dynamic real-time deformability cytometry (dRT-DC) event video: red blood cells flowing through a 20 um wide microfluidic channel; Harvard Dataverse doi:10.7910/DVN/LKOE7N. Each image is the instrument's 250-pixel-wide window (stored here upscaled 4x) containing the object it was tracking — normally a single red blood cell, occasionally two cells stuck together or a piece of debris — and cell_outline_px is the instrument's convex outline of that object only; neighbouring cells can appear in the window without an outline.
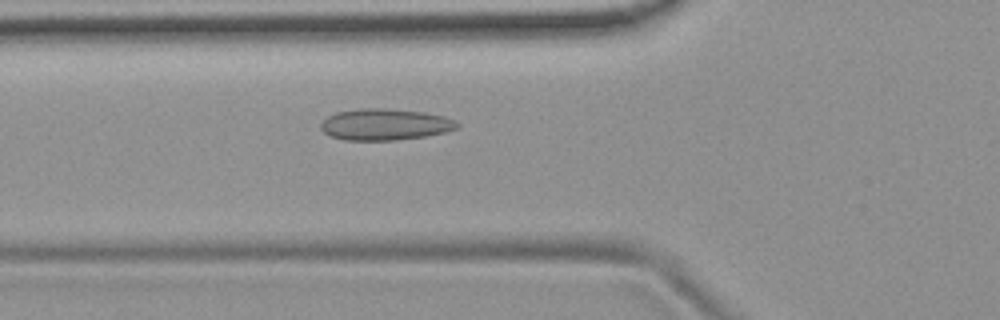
{"species": "common noctule bat (a hibernating species)", "species_latin": "Nyctalus noctula", "temperature_condition": "room temperature", "stored_images_in_passage": 36, "camera_frame_rate_fps": 3000, "um_per_image_px": 0.085, "animal": {"sex": "female", "body_mass_g": 19.9}, "frame": {"image": 1, "passage_image": 7, "time_ms": 2.0, "image_size_px": [1000, 320], "cell_outline_px": [[460, 124], [456, 128], [444, 132], [424, 136], [396, 140], [344, 140], [328, 136], [320, 128], [320, 124], [328, 116], [336, 112], [360, 108], [388, 108], [424, 112], [444, 116], [456, 120]], "centroid_in_image_um": [32.7, 10.57], "position_along_channel_um": 93.1, "area_um2": 25.09}}
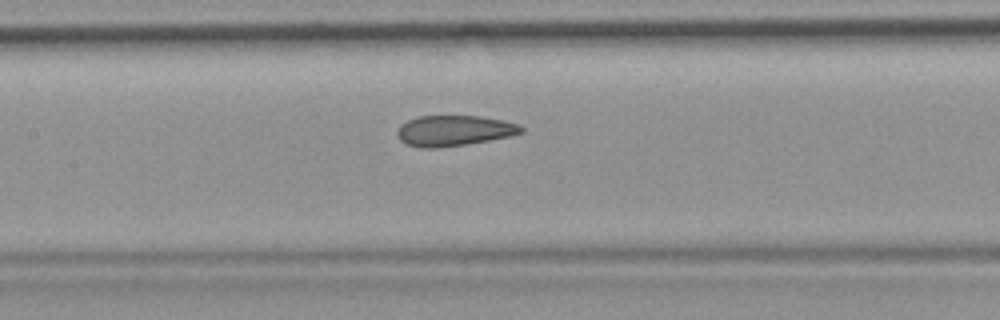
{"frame": {"image": 2, "passage_image": 13, "time_ms": 4.0, "image_size_px": [1000, 320], "cell_outline_px": [[524, 132], [508, 136], [488, 140], [440, 148], [420, 148], [408, 144], [400, 140], [396, 136], [396, 132], [400, 124], [408, 120], [420, 116], [480, 116], [504, 120], [520, 124], [524, 128]], "centroid_in_image_um": [38.58, 11.1], "position_along_channel_um": 168.8, "area_um2": 22.14}}
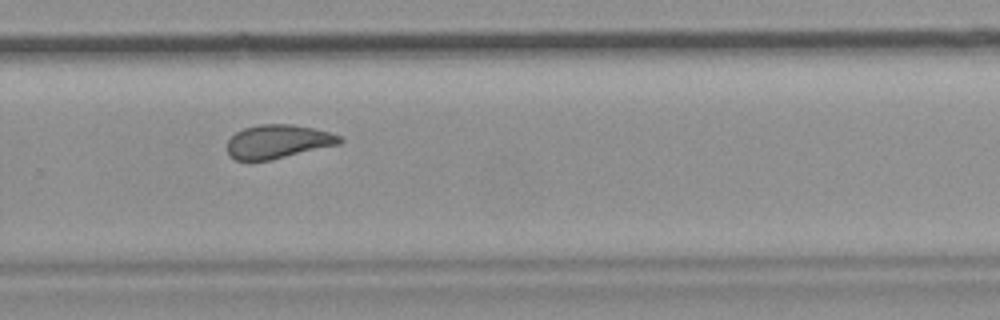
{"frame": {"image": 3, "passage_image": 24, "time_ms": 7.667, "image_size_px": [1000, 320], "cell_outline_px": [[344, 140], [340, 144], [272, 160], [236, 160], [228, 156], [228, 140], [236, 132], [244, 128], [260, 124], [288, 124], [312, 128], [328, 132], [340, 136]], "centroid_in_image_um": [23.62, 12.04], "position_along_channel_um": 306.2, "area_um2": 22.02}, "authors_computed_cell_mechanics": {"area_um2": 22.8021, "velocity_mm_per_s": 3.7688, "shape_relaxation_time_tau1_ms": null, "shape_relaxation_time_tau2_ms": 1.5191, "deformation_change_tau1": null, "deformation_change_tau2": 0.0699}}